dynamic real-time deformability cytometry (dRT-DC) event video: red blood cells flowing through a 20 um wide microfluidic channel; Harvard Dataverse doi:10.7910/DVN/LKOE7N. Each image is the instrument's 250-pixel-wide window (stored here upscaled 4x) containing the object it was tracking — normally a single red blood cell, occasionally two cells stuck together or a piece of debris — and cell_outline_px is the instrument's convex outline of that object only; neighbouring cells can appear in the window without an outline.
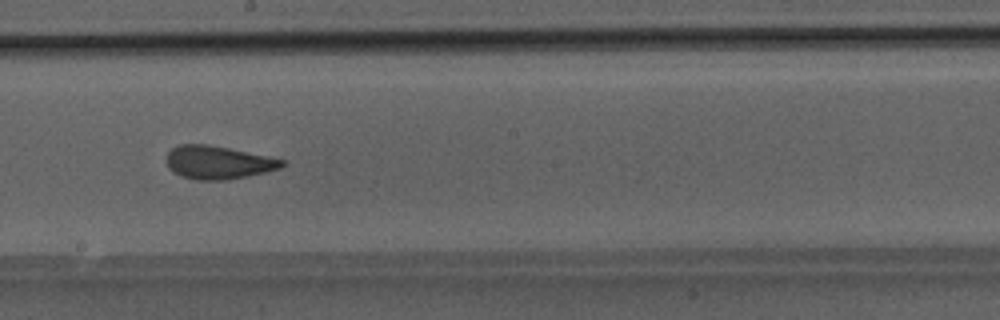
{"species": "Egyptian fruit bat (a non-hibernating species)", "species_latin": "Rousettus aegyptiacus", "temperature_condition": "room temperature", "stored_images_in_passage": 30, "camera_frame_rate_fps": 3000, "um_per_image_px": 0.085, "animal": {"sex": "male"}, "frame": {"image": 1, "passage_image": 13, "time_ms": 4.0, "image_size_px": [1000, 320], "cell_outline_px": [[288, 164], [280, 168], [248, 176], [228, 180], [196, 180], [180, 176], [168, 168], [168, 152], [172, 148], [180, 144], [208, 144], [288, 160]], "centroid_in_image_um": [18.58, 13.81], "position_along_channel_um": 229.6, "area_um2": 22.43}}
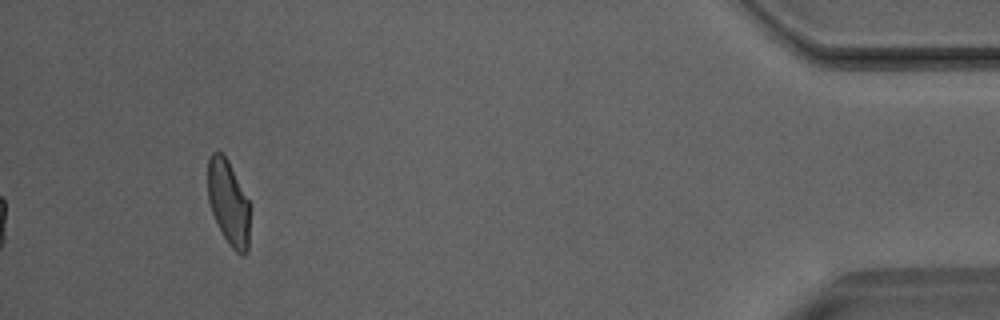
{"frame": {"image": 2, "passage_image": 30, "time_ms": 9.667, "image_size_px": [1000, 320], "cell_outline_px": [[248, 252], [244, 256], [240, 256], [228, 244], [212, 212], [208, 200], [208, 160], [212, 152], [220, 152], [228, 160], [248, 200]], "centroid_in_image_um": [19.41, 17.24], "position_along_channel_um": 415.8, "area_um2": 20.4}}